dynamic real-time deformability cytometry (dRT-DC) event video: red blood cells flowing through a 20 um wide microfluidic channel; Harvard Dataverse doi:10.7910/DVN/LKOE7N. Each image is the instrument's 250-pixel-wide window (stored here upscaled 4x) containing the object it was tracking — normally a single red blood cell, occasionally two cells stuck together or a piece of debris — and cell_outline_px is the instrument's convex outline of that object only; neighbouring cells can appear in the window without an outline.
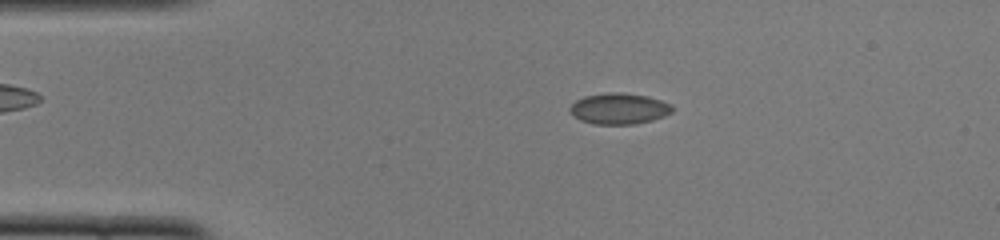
{"species": "common noctule bat (a hibernating species)", "species_latin": "Nyctalus noctula", "temperature_condition": "cold", "stored_images_in_passage": 51, "camera_frame_rate_fps": 3000, "um_per_image_px": 0.085, "animal": {"sex": "female", "body_mass_g": 22.0, "forearm_length_mm": 56.7}, "frame": {"image": 1, "passage_image": 10, "time_ms": 3.0, "image_size_px": [1000, 240], "cell_outline_px": [[672, 112], [664, 116], [652, 120], [636, 124], [592, 124], [580, 120], [568, 108], [576, 100], [584, 96], [608, 92], [620, 92], [648, 96], [672, 104]], "centroid_in_image_um": [52.63, 9.23], "position_along_channel_um": 32.4, "area_um2": 18.5}}
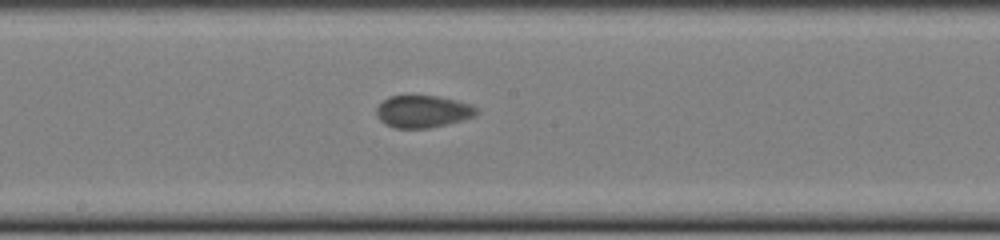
{"frame": {"image": 2, "passage_image": 27, "time_ms": 8.667, "image_size_px": [1000, 240], "cell_outline_px": [[480, 112], [476, 116], [428, 128], [396, 128], [384, 124], [380, 120], [376, 112], [376, 108], [388, 96], [440, 96], [472, 104]], "centroid_in_image_um": [35.95, 9.47], "position_along_channel_um": 212.2, "area_um2": 18.73}}
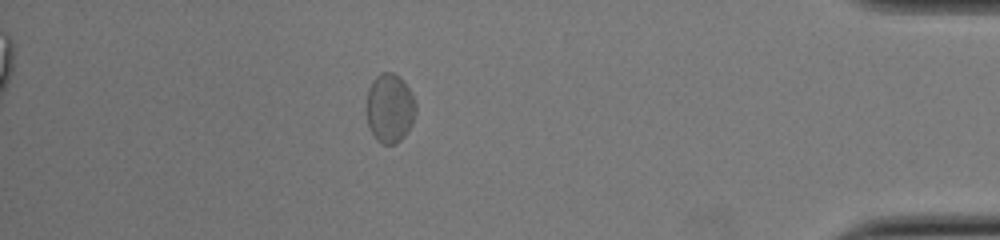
{"frame": {"image": 3, "passage_image": 45, "time_ms": 14.667, "image_size_px": [1000, 240], "cell_outline_px": [[416, 112], [412, 124], [404, 136], [396, 144], [380, 144], [376, 140], [368, 124], [368, 88], [372, 80], [380, 72], [392, 72], [400, 76], [408, 88], [416, 104]], "centroid_in_image_um": [33.14, 9.19], "position_along_channel_um": 402.1, "area_um2": 19.77}, "authors_computed_cell_mechanics": {"area_um2": 18.496, "velocity_mm_per_s": 3.8767, "shape_relaxation_time_tau1_ms": 2.768, "shape_relaxation_time_tau2_ms": 2.0141, "deformation_change_tau1": 0.0462, "deformation_change_tau2": 0.0667}}